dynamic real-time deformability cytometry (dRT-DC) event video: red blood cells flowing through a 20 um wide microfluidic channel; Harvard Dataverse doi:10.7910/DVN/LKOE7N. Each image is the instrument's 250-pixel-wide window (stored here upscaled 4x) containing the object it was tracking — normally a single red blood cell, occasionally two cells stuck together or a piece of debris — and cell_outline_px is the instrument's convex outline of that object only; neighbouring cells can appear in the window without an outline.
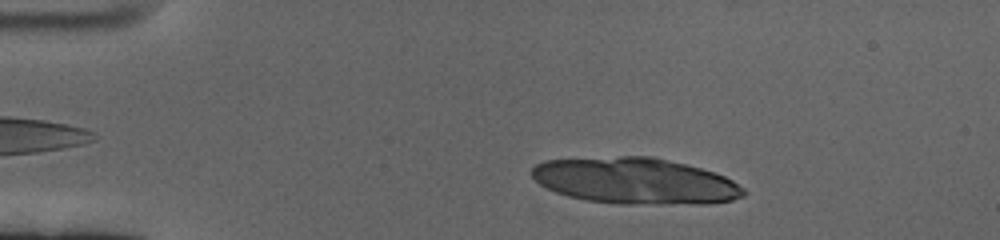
{"species": "human", "species_latin": "Homo sapiens", "temperature_condition": "cold", "stored_images_in_passage": 16, "camera_frame_rate_fps": 3000, "um_per_image_px": 0.085, "donor": {"sex": "female"}, "frame": {"image": 1, "passage_image": 7, "time_ms": 2.0, "image_size_px": [1000, 240], "cell_outline_px": [[748, 192], [744, 196], [732, 200], [708, 204], [620, 204], [588, 200], [568, 196], [556, 192], [540, 184], [532, 176], [532, 168], [536, 164], [544, 160], [620, 156], [652, 156], [700, 168], [724, 176], [732, 180], [744, 188]], "centroid_in_image_um": [54.01, 15.38], "position_along_channel_um": 31.0, "area_um2": 57.05}}